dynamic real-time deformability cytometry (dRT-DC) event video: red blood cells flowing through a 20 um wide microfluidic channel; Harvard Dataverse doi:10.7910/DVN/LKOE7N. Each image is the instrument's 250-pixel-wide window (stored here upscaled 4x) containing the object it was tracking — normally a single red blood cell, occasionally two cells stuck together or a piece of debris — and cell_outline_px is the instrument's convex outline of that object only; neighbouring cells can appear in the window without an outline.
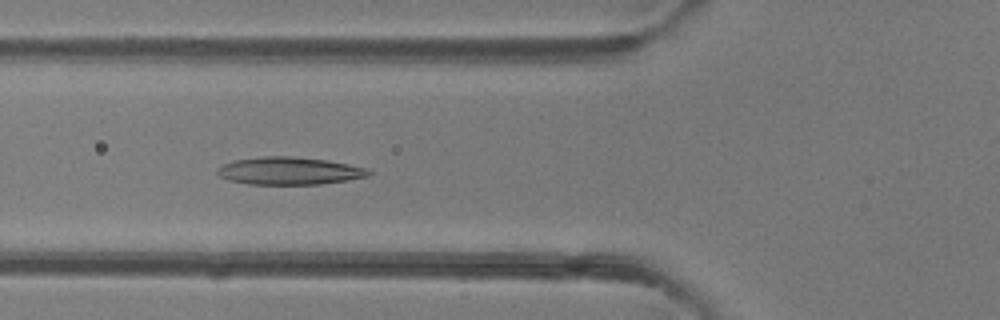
{"species": "common noctule bat (a hibernating species)", "species_latin": "Nyctalus noctula", "temperature_condition": "room temperature", "stored_images_in_passage": 27, "camera_frame_rate_fps": 3000, "um_per_image_px": 0.085, "animal": {"sex": "female"}, "frame": {"image": 1, "passage_image": 11, "time_ms": 3.333, "image_size_px": [1000, 320], "cell_outline_px": [[372, 172], [368, 176], [348, 180], [320, 184], [248, 184], [228, 180], [220, 176], [216, 172], [216, 168], [232, 160], [260, 156], [292, 156], [328, 160], [368, 168]], "centroid_in_image_um": [24.57, 14.51], "position_along_channel_um": 101.2, "area_um2": 24.51}}
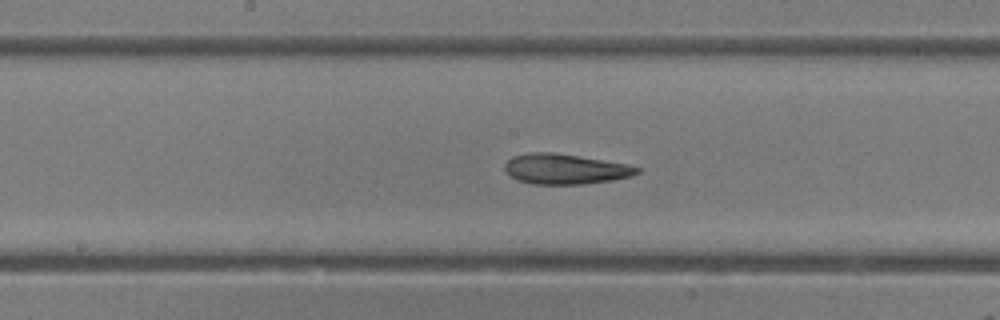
{"frame": {"image": 2, "passage_image": 18, "time_ms": 5.667, "image_size_px": [1000, 320], "cell_outline_px": [[640, 172], [632, 176], [612, 180], [584, 184], [532, 184], [516, 180], [504, 168], [504, 164], [512, 156], [528, 152], [552, 152], [580, 156], [628, 164], [640, 168]], "centroid_in_image_um": [48.04, 14.36], "position_along_channel_um": 200.2, "area_um2": 23.41}}
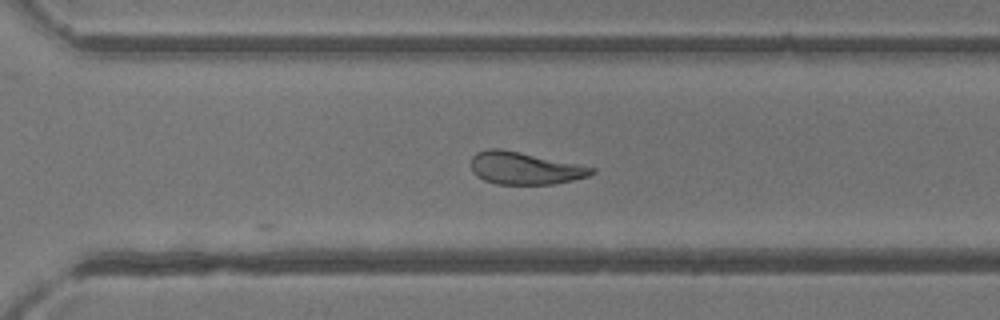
{"frame": {"image": 3, "passage_image": 27, "time_ms": 8.667, "image_size_px": [1000, 320], "cell_outline_px": [[596, 172], [588, 176], [572, 180], [552, 184], [496, 184], [484, 180], [476, 176], [472, 172], [472, 156], [476, 152], [488, 148], [500, 148], [520, 152], [596, 168]], "centroid_in_image_um": [44.57, 14.29], "position_along_channel_um": 326.0, "area_um2": 22.66}}